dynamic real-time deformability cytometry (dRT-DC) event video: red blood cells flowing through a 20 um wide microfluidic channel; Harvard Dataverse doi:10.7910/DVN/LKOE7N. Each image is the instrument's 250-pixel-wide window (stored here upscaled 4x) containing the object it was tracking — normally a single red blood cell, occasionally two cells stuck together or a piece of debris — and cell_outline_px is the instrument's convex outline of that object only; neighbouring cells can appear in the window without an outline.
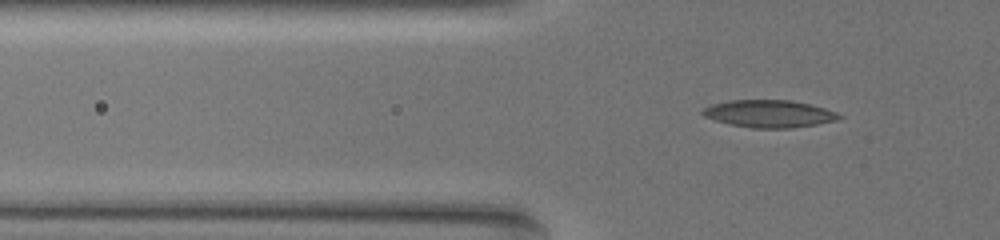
{"species": "common noctule bat (a hibernating species)", "species_latin": "Nyctalus noctula", "temperature_condition": "warm", "stored_images_in_passage": 43, "camera_frame_rate_fps": 3000, "um_per_image_px": 0.085, "animal": {"sex": "female", "body_mass_g": 19.5, "forearm_length_mm": 54.1}, "frame": {"image": 1, "passage_image": 11, "time_ms": 3.333, "image_size_px": [1000, 240], "cell_outline_px": [[844, 116], [836, 120], [816, 124], [792, 128], [752, 128], [728, 124], [704, 116], [700, 112], [704, 108], [712, 104], [732, 100], [792, 100], [824, 108], [836, 112]], "centroid_in_image_um": [65.37, 9.67], "position_along_channel_um": 60.4, "area_um2": 21.68}}
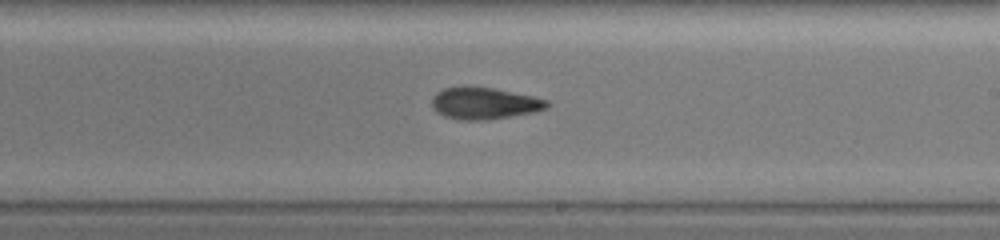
{"frame": {"image": 2, "passage_image": 28, "time_ms": 9.0, "image_size_px": [1000, 240], "cell_outline_px": [[552, 104], [548, 108], [532, 112], [488, 120], [460, 120], [444, 116], [436, 112], [432, 108], [432, 96], [436, 92], [444, 88], [464, 84], [468, 84], [492, 88], [532, 96], [548, 100]], "centroid_in_image_um": [41.12, 8.76], "position_along_channel_um": 247.9, "area_um2": 21.79}}
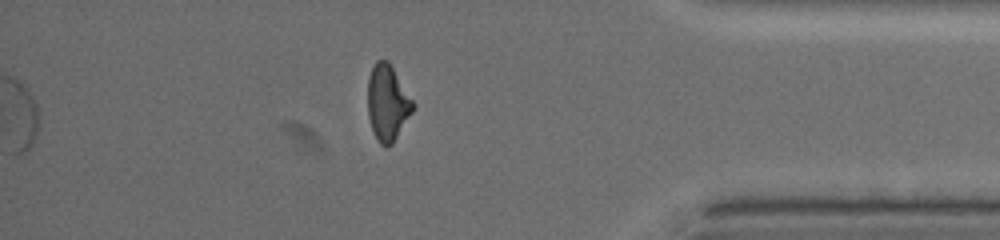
{"frame": {"image": 3, "passage_image": 43, "time_ms": 14.0, "image_size_px": [1000, 240], "cell_outline_px": [[412, 112], [392, 144], [384, 148], [380, 144], [372, 132], [368, 116], [368, 76], [376, 60], [388, 60], [412, 100]], "centroid_in_image_um": [32.9, 8.76], "position_along_channel_um": 402.3, "area_um2": 19.71}, "authors_computed_cell_mechanics": {"area_um2": 21.2126, "velocity_mm_per_s": 3.5474, "shape_relaxation_time_tau1_ms": 7.8956, "shape_relaxation_time_tau2_ms": 3.2062, "deformation_change_tau1": 0.2167, "deformation_change_tau2": 0.1007}}